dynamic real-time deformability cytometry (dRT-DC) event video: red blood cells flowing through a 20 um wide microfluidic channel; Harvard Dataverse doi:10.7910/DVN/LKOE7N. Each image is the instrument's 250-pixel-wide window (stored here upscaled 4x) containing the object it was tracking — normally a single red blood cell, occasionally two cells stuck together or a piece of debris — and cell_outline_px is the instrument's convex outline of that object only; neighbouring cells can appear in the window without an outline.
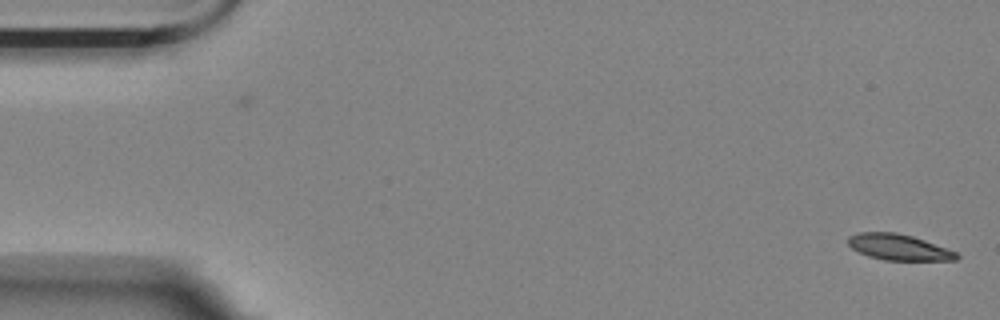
{"species": "Egyptian fruit bat (a non-hibernating species)", "species_latin": "Rousettus aegyptiacus", "temperature_condition": "room temperature", "stored_images_in_passage": 7, "camera_frame_rate_fps": 3000, "um_per_image_px": 0.085, "animal": {"sex": "female"}, "frame": {"image": 1, "passage_image": 1, "time_ms": 0.0, "image_size_px": [1000, 320], "cell_outline_px": [[960, 256], [956, 260], [884, 260], [868, 256], [852, 248], [848, 244], [848, 236], [860, 232], [896, 232], [912, 236], [924, 240], [956, 252]], "centroid_in_image_um": [76.37, 21.01], "position_along_channel_um": 8.6, "area_um2": 16.24}}
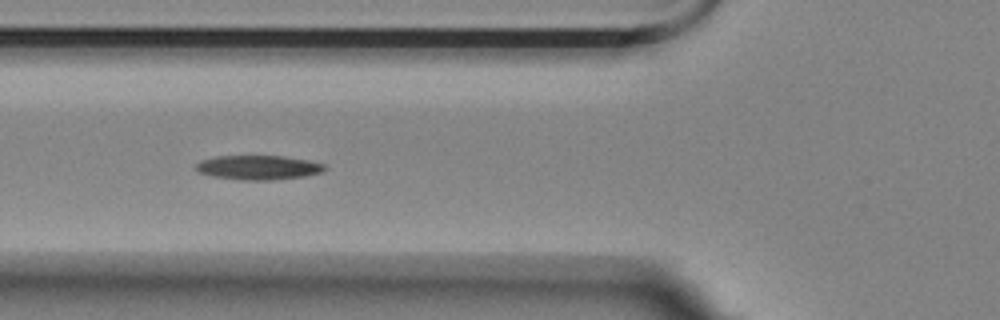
{"frame": {"image": 2, "passage_image": 6, "time_ms": 1.667, "image_size_px": [1000, 320], "cell_outline_px": [[328, 168], [324, 172], [304, 176], [272, 180], [240, 180], [212, 176], [200, 172], [196, 168], [196, 164], [200, 160], [216, 156], [284, 156], [308, 160], [324, 164]], "centroid_in_image_um": [21.99, 14.23], "position_along_channel_um": 103.8, "area_um2": 18.32}}
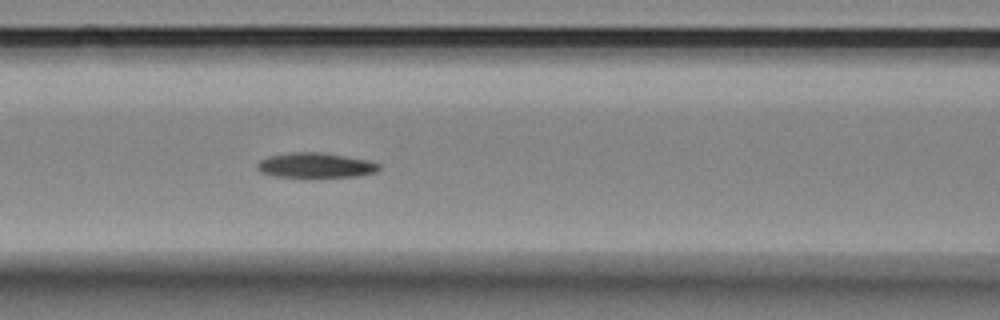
{"frame": {"image": 3, "passage_image": 7, "time_ms": 2.0, "image_size_px": [1000, 320], "cell_outline_px": [[380, 168], [376, 172], [360, 176], [272, 176], [260, 172], [256, 168], [256, 164], [260, 160], [268, 156], [288, 152], [320, 152], [368, 160], [380, 164]], "centroid_in_image_um": [26.79, 14.04], "position_along_channel_um": 139.8, "area_um2": 17.57}}